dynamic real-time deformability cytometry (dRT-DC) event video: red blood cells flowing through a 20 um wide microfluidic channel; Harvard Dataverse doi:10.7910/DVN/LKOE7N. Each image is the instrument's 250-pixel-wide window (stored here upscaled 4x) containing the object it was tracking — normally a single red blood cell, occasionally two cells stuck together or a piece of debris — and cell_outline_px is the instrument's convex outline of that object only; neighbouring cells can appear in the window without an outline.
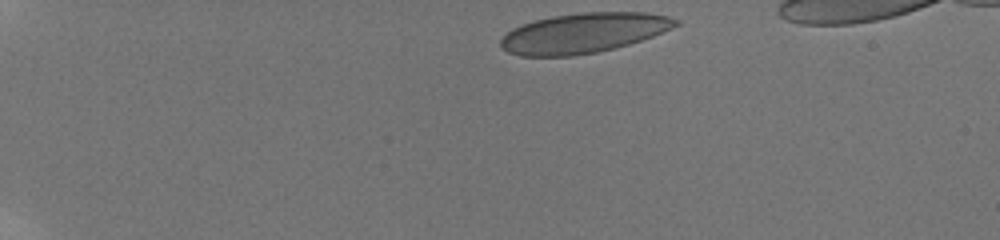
{"species": "human", "species_latin": "Homo sapiens", "temperature_condition": "room temperature", "stored_images_in_passage": 26, "camera_frame_rate_fps": 3000, "um_per_image_px": 0.085, "donor": {"sex": "male"}, "frame": {"image": 1, "passage_image": 1, "time_ms": 0.0, "image_size_px": [1000, 240], "cell_outline_px": [[680, 24], [672, 28], [652, 36], [628, 44], [596, 52], [572, 56], [520, 56], [508, 52], [500, 48], [500, 40], [512, 28], [536, 20], [552, 16], [580, 12], [644, 12], [668, 16], [680, 20]], "centroid_in_image_um": [49.59, 2.8], "position_along_channel_um": 35.4, "area_um2": 40.58}}